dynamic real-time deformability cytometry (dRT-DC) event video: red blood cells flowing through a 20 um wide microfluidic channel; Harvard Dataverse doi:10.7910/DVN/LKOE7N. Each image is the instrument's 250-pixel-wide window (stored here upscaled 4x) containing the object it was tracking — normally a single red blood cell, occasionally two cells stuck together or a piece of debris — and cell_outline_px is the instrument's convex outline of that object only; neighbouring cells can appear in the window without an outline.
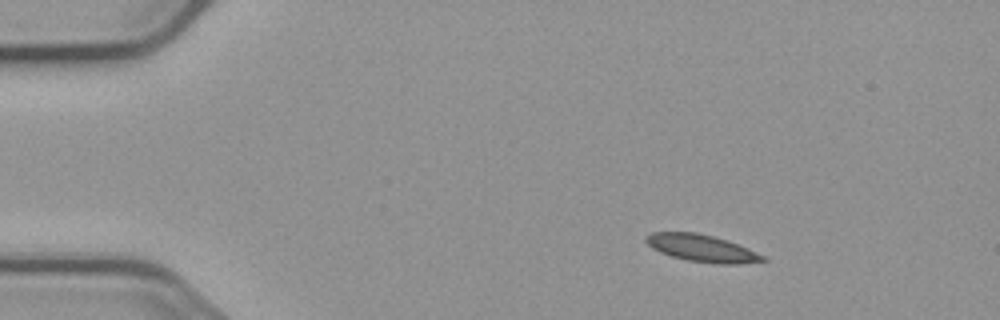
{"species": "common noctule bat (a hibernating species)", "species_latin": "Nyctalus noctula", "temperature_condition": "cold", "stored_images_in_passage": 5, "camera_frame_rate_fps": 3000, "um_per_image_px": 0.085, "animal": {"sex": "male", "body_mass_g": 23.1, "forearm_length_mm": 52.7}, "frame": {"image": 1, "passage_image": 3, "time_ms": 2.333, "image_size_px": [1000, 320], "cell_outline_px": [[768, 260], [740, 264], [716, 264], [688, 260], [672, 256], [660, 252], [652, 248], [644, 240], [644, 236], [652, 232], [696, 232], [728, 240], [748, 248], [764, 256]], "centroid_in_image_um": [59.65, 21.09], "position_along_channel_um": 25.4, "area_um2": 18.5}}